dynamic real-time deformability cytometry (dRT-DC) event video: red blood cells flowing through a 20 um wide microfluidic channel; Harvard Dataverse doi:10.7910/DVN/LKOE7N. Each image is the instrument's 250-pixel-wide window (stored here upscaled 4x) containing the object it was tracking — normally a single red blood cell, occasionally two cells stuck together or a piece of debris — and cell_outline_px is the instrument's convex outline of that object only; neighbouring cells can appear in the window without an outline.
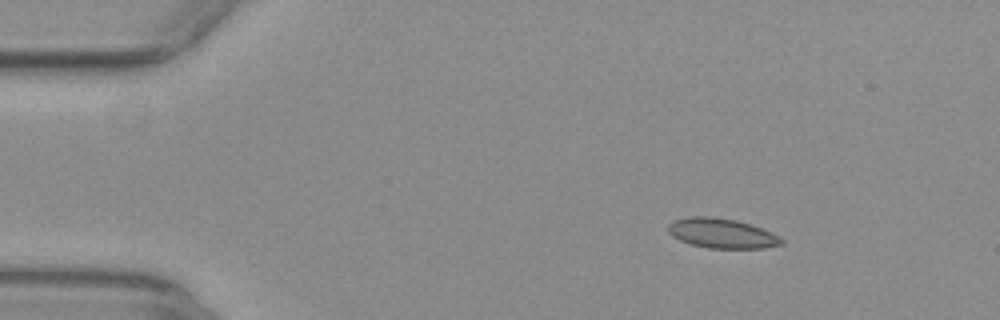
{"species": "common noctule bat (a hibernating species)", "species_latin": "Nyctalus noctula", "temperature_condition": "warm", "stored_images_in_passage": 46, "camera_frame_rate_fps": 3000, "um_per_image_px": 0.085, "animal": {"sex": "female", "body_mass_g": 29.2, "forearm_length_mm": 56.3}, "frame": {"image": 1, "passage_image": 1, "time_ms": 0.0, "image_size_px": [1000, 320], "cell_outline_px": [[784, 244], [764, 248], [708, 248], [692, 244], [680, 240], [672, 236], [668, 232], [668, 224], [676, 220], [688, 216], [712, 216], [736, 220], [752, 224], [772, 232], [780, 236], [784, 240]], "centroid_in_image_um": [61.39, 19.82], "position_along_channel_um": 23.6, "area_um2": 19.83}}
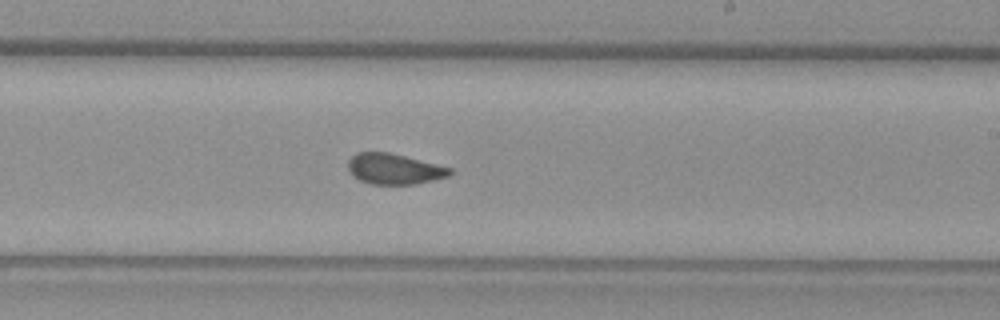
{"frame": {"image": 2, "passage_image": 25, "time_ms": 8.0, "image_size_px": [1000, 320], "cell_outline_px": [[452, 172], [448, 176], [416, 184], [372, 184], [360, 180], [352, 176], [348, 172], [348, 160], [356, 152], [388, 152], [452, 168]], "centroid_in_image_um": [33.46, 14.36], "position_along_channel_um": 255.5, "area_um2": 18.09}}
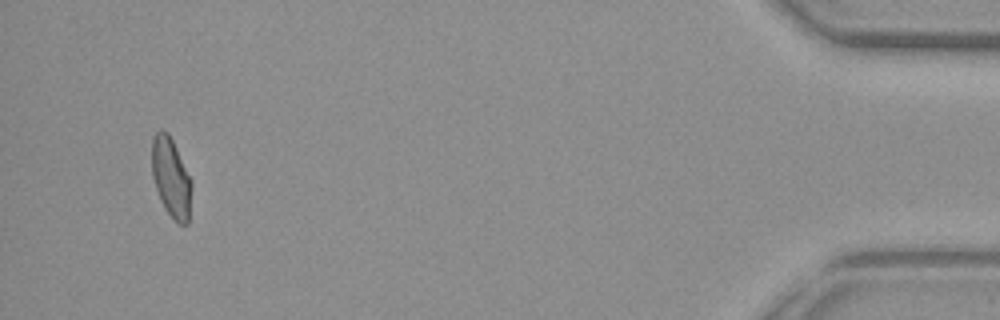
{"frame": {"image": 3, "passage_image": 44, "time_ms": 14.333, "image_size_px": [1000, 320], "cell_outline_px": [[192, 188], [188, 224], [176, 224], [164, 208], [160, 200], [152, 176], [152, 136], [156, 132], [168, 132], [192, 180]], "centroid_in_image_um": [14.55, 15.15], "position_along_channel_um": 420.7, "area_um2": 18.5}, "authors_computed_cell_mechanics": {"area_um2": 19.0162, "velocity_mm_per_s": 3.8966, "shape_relaxation_time_tau1_ms": null, "shape_relaxation_time_tau2_ms": 0.9745, "deformation_change_tau1": null, "deformation_change_tau2": 0.0707}}